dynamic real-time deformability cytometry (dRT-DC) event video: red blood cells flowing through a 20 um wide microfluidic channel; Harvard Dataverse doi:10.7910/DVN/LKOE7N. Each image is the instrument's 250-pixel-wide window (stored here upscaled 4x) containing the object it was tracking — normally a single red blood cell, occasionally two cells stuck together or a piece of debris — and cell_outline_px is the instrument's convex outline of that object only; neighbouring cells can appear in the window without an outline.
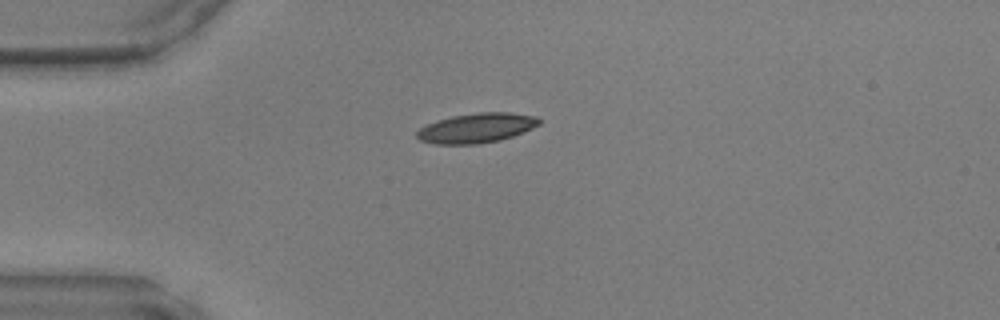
{"species": "common noctule bat (a hibernating species)", "species_latin": "Nyctalus noctula", "temperature_condition": "warm", "stored_images_in_passage": 36, "camera_frame_rate_fps": 3000, "um_per_image_px": 0.085, "animal": {"sex": "male", "body_mass_g": 17.9, "forearm_length_mm": 54.2}, "frame": {"image": 1, "passage_image": 1, "time_ms": 0.0, "image_size_px": [1000, 320], "cell_outline_px": [[540, 124], [524, 132], [500, 140], [476, 144], [436, 144], [420, 140], [416, 136], [416, 132], [420, 128], [428, 124], [452, 116], [480, 112], [508, 112], [536, 116], [540, 120]], "centroid_in_image_um": [40.52, 10.88], "position_along_channel_um": 44.5, "area_um2": 20.98}}
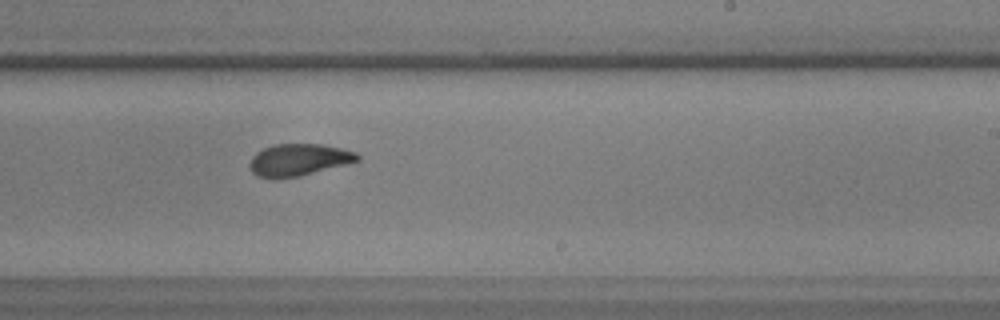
{"frame": {"image": 2, "passage_image": 18, "time_ms": 5.667, "image_size_px": [1000, 320], "cell_outline_px": [[360, 160], [300, 176], [256, 176], [252, 172], [248, 164], [252, 156], [256, 152], [264, 148], [276, 144], [320, 144], [340, 148], [356, 152], [360, 156]], "centroid_in_image_um": [25.39, 13.55], "position_along_channel_um": 263.6, "area_um2": 19.59}}
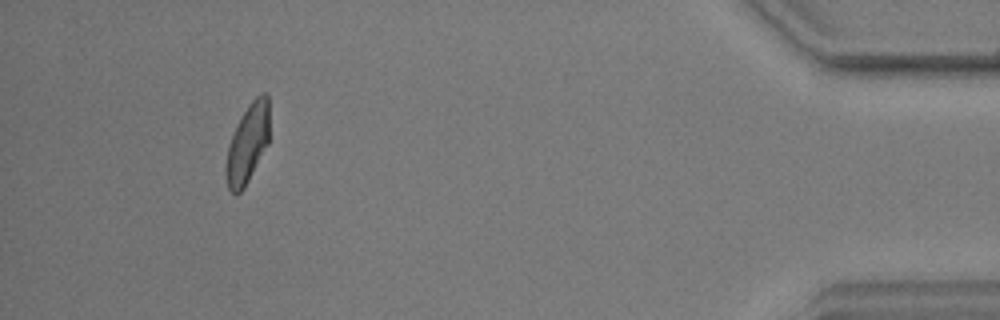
{"frame": {"image": 3, "passage_image": 33, "time_ms": 10.667, "image_size_px": [1000, 320], "cell_outline_px": [[268, 144], [244, 188], [236, 196], [228, 188], [224, 172], [224, 168], [228, 148], [236, 124], [248, 104], [260, 92], [264, 92], [268, 96]], "centroid_in_image_um": [21.02, 12.21], "position_along_channel_um": 414.2, "area_um2": 20.0}}